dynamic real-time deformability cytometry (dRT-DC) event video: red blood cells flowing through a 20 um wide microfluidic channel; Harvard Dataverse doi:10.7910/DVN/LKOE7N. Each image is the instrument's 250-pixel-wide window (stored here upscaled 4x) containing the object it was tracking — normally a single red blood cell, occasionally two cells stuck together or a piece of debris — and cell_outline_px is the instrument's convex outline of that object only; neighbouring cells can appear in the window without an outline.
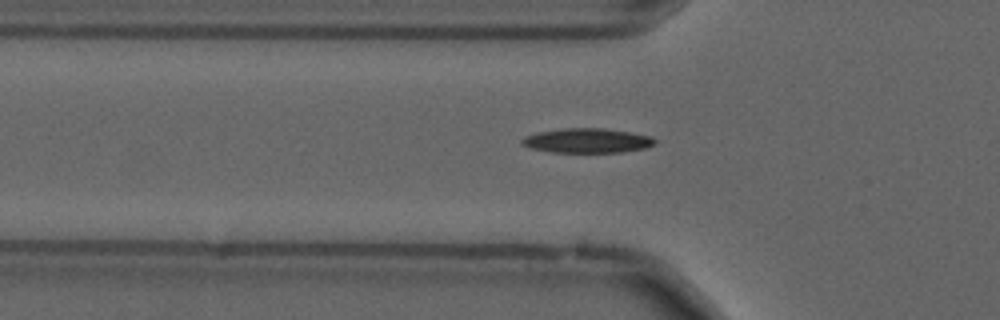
{"species": "common noctule bat (a hibernating species)", "species_latin": "Nyctalus noctula", "temperature_condition": "cold", "stored_images_in_passage": 55, "camera_frame_rate_fps": 3000, "um_per_image_px": 0.085, "animal": {"sex": "male", "forearm_length_mm": 52.5}, "frame": {"image": 1, "passage_image": 18, "time_ms": 5.667, "image_size_px": [1000, 320], "cell_outline_px": [[656, 140], [652, 144], [644, 148], [620, 152], [552, 152], [532, 148], [520, 144], [520, 140], [524, 136], [536, 132], [564, 128], [604, 128], [652, 136]], "centroid_in_image_um": [49.85, 11.94], "position_along_channel_um": 75.9, "area_um2": 18.9}}
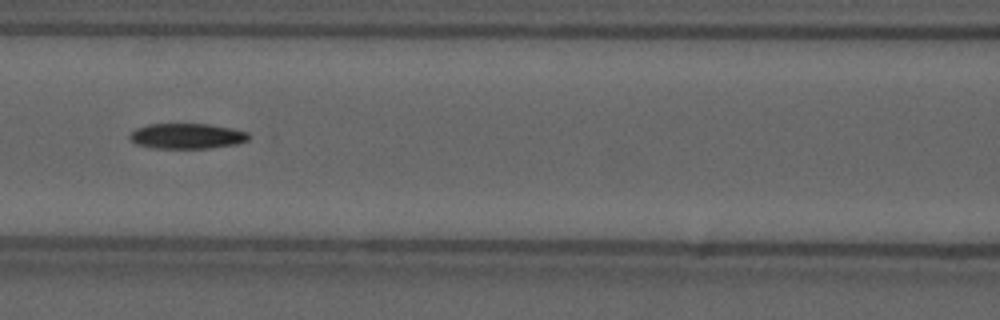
{"frame": {"image": 2, "passage_image": 24, "time_ms": 7.667, "image_size_px": [1000, 320], "cell_outline_px": [[248, 140], [236, 144], [208, 148], [152, 148], [136, 144], [128, 136], [136, 128], [148, 124], [208, 124], [232, 128], [248, 132]], "centroid_in_image_um": [15.87, 11.56], "position_along_channel_um": 150.7, "area_um2": 17.51}}
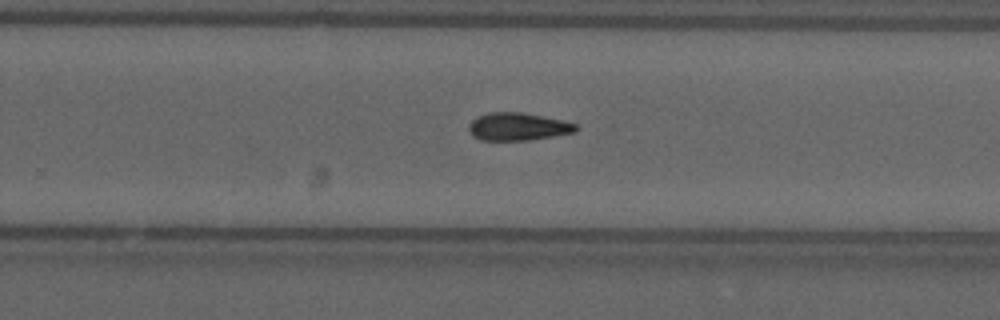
{"frame": {"image": 3, "passage_image": 35, "time_ms": 11.333, "image_size_px": [1000, 320], "cell_outline_px": [[580, 128], [576, 132], [528, 140], [480, 140], [472, 136], [468, 128], [468, 124], [476, 116], [488, 112], [520, 112], [560, 120], [576, 124]], "centroid_in_image_um": [43.97, 10.76], "position_along_channel_um": 285.8, "area_um2": 17.28}, "authors_computed_cell_mechanics": {"area_um2": 17.34, "velocity_mm_per_s": 3.7032, "shape_relaxation_time_tau1_ms": 8.8365, "shape_relaxation_time_tau2_ms": null, "deformation_change_tau1": 0.1864, "deformation_change_tau2": null}}